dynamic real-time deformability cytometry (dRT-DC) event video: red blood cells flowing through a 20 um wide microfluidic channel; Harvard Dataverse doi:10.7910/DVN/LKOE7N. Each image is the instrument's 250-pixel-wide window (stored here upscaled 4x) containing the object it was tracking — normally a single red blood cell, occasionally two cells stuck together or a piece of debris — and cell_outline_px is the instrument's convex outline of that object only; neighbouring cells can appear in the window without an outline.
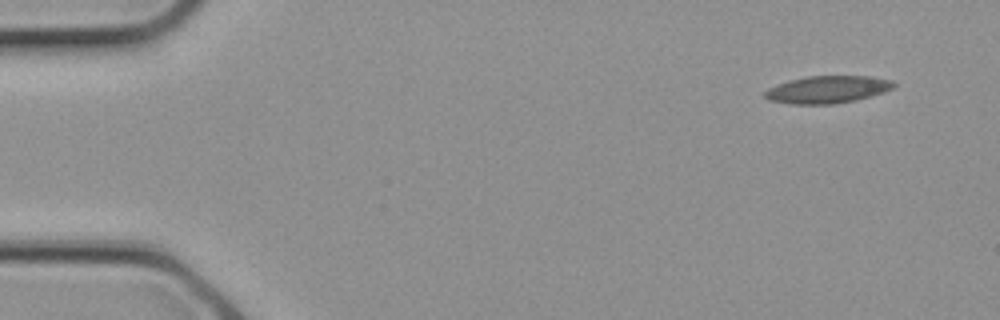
{"species": "common noctule bat (a hibernating species)", "species_latin": "Nyctalus noctula", "temperature_condition": "cold", "stored_images_in_passage": 3, "camera_frame_rate_fps": 3000, "um_per_image_px": 0.085, "animal": {"sex": "female", "body_mass_g": 21.9}, "frame": {"image": 1, "passage_image": 1, "time_ms": 0.0, "image_size_px": [1000, 320], "cell_outline_px": [[896, 84], [892, 88], [884, 92], [856, 100], [836, 104], [792, 104], [768, 100], [764, 96], [764, 92], [768, 88], [792, 80], [808, 76], [868, 76], [892, 80]], "centroid_in_image_um": [70.35, 7.62], "position_along_channel_um": 14.7, "area_um2": 20.4}}
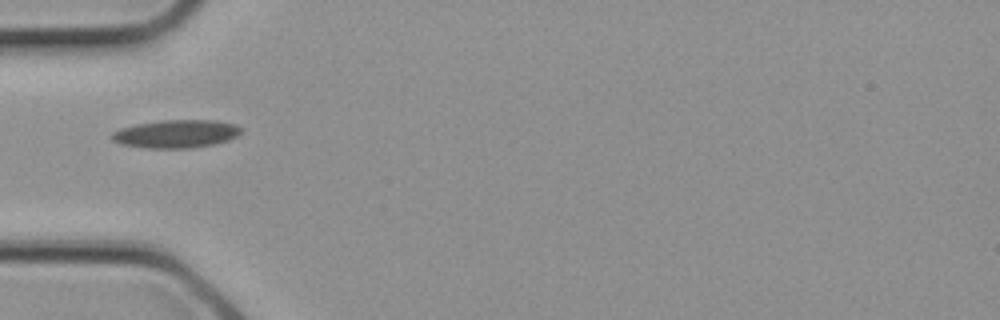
{"frame": {"image": 2, "passage_image": 3, "time_ms": 0.667, "image_size_px": [1000, 320], "cell_outline_px": [[240, 132], [236, 136], [228, 140], [212, 144], [192, 148], [144, 148], [120, 144], [112, 140], [112, 132], [120, 128], [136, 124], [164, 120], [216, 120], [232, 124], [240, 128]], "centroid_in_image_um": [14.91, 11.38], "position_along_channel_um": 70.1, "area_um2": 20.98}}